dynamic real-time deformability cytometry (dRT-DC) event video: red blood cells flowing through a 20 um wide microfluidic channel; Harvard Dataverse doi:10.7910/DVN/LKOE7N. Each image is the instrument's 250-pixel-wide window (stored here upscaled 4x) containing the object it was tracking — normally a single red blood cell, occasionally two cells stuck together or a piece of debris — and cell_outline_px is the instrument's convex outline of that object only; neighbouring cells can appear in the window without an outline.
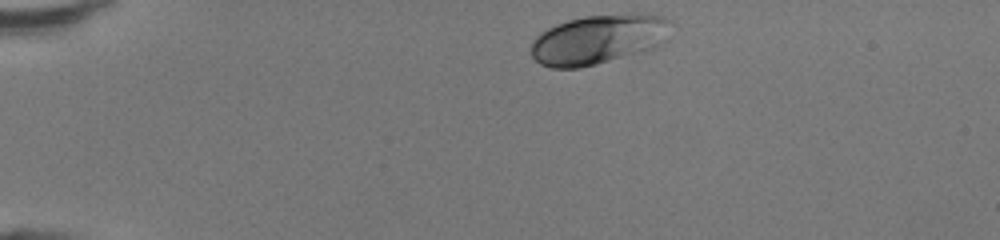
{"species": "human", "species_latin": "Homo sapiens", "temperature_condition": "room temperature", "stored_images_in_passage": 39, "camera_frame_rate_fps": 3000, "um_per_image_px": 0.085, "donor": {"sex": "female"}, "frame": {"image": 1, "passage_image": 1, "time_ms": 0.0, "image_size_px": [1000, 240], "cell_outline_px": [[672, 20], [660, 44], [656, 48], [596, 64], [580, 68], [552, 68], [540, 64], [532, 56], [532, 40], [540, 32], [556, 24], [568, 20], [584, 16], [632, 12], [664, 16]], "centroid_in_image_um": [50.85, 3.32], "position_along_channel_um": 34.1, "area_um2": 40.52}}
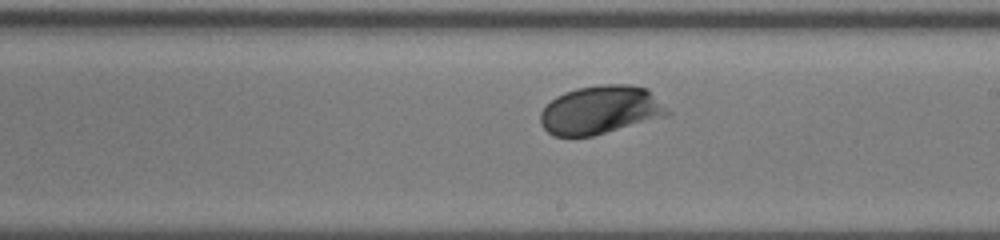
{"frame": {"image": 2, "passage_image": 20, "time_ms": 6.333, "image_size_px": [1000, 240], "cell_outline_px": [[672, 112], [668, 116], [592, 136], [552, 136], [540, 124], [540, 112], [556, 96], [564, 92], [576, 88], [600, 84], [632, 84], [648, 88]], "centroid_in_image_um": [51.07, 9.33], "position_along_channel_um": 237.9, "area_um2": 36.18}}
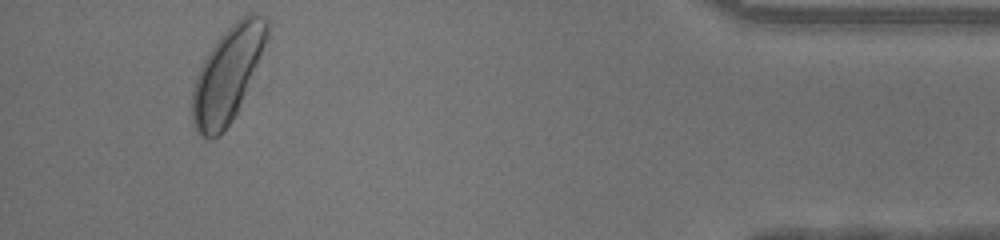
{"frame": {"image": 3, "passage_image": 36, "time_ms": 11.667, "image_size_px": [1000, 240], "cell_outline_px": [[268, 40], [240, 108], [224, 132], [220, 136], [212, 140], [204, 140], [196, 132], [192, 120], [192, 92], [196, 76], [208, 52], [220, 36], [240, 16], [248, 12], [256, 12], [268, 20]], "centroid_in_image_um": [19.36, 6.36], "position_along_channel_um": 415.8, "area_um2": 41.85}, "authors_computed_cell_mechanics": {"area_um2": 35.7204, "velocity_mm_per_s": 4.3078, "shape_relaxation_time_tau1_ms": 1.8948, "shape_relaxation_time_tau2_ms": null, "deformation_change_tau1": 0.1458, "deformation_change_tau2": null}}